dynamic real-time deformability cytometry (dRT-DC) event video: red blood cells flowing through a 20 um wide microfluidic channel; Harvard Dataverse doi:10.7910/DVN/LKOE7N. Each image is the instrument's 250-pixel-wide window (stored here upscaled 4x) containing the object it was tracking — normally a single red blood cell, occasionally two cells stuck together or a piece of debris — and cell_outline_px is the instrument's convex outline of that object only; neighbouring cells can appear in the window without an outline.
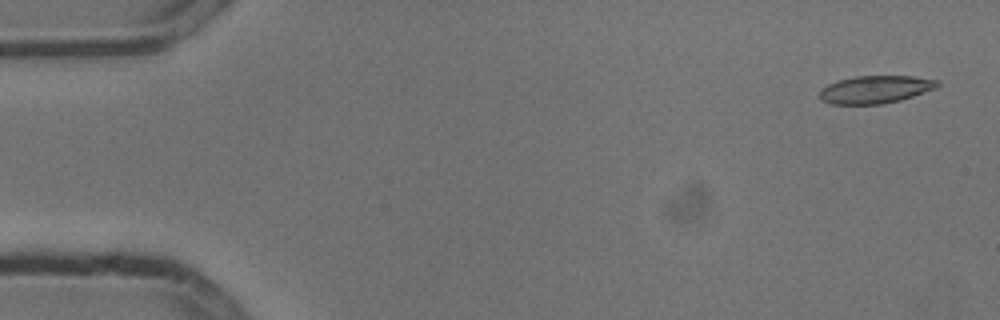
{"species": "common noctule bat (a hibernating species)", "species_latin": "Nyctalus noctula", "temperature_condition": "cold", "stored_images_in_passage": 5, "camera_frame_rate_fps": 3000, "um_per_image_px": 0.085, "animal": {"sex": "male", "body_mass_g": 13.3}, "frame": {"image": 1, "passage_image": 1, "time_ms": 0.0, "image_size_px": [1000, 320], "cell_outline_px": [[940, 84], [936, 88], [900, 100], [880, 104], [832, 104], [820, 100], [820, 88], [836, 80], [856, 76], [912, 76], [940, 80]], "centroid_in_image_um": [74.39, 7.59], "position_along_channel_um": 10.6, "area_um2": 19.07}}
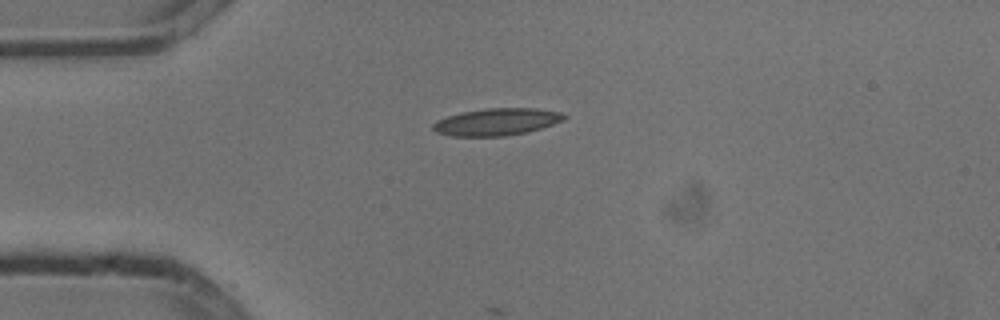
{"frame": {"image": 2, "passage_image": 4, "time_ms": 1.0, "image_size_px": [1000, 320], "cell_outline_px": [[568, 116], [564, 120], [528, 132], [504, 136], [452, 136], [436, 132], [432, 128], [432, 124], [436, 120], [460, 112], [484, 108], [536, 108], [560, 112]], "centroid_in_image_um": [42.2, 10.35], "position_along_channel_um": 42.8, "area_um2": 20.81}}